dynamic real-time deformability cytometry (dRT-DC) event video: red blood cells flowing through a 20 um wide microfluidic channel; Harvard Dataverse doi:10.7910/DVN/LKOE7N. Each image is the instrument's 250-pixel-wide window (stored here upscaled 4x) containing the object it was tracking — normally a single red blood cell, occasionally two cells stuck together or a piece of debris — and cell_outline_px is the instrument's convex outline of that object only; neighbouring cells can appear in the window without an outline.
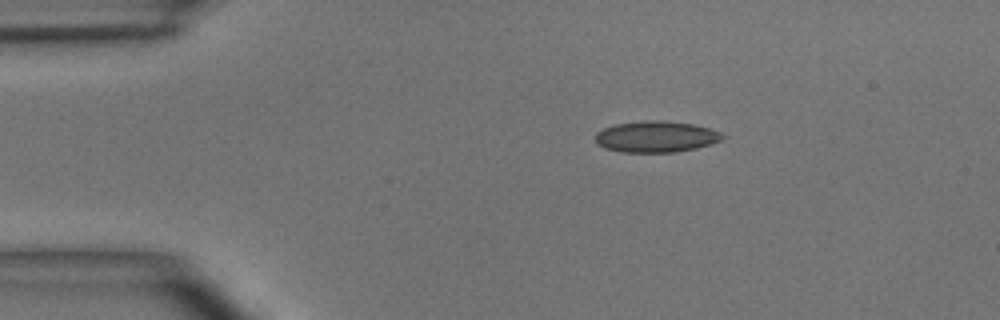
{"species": "common noctule bat (a hibernating species)", "species_latin": "Nyctalus noctula", "temperature_condition": "room temperature", "stored_images_in_passage": 3, "camera_frame_rate_fps": 3000, "um_per_image_px": 0.085, "animal": {"sex": "male", "body_mass_g": 15.6}, "frame": {"image": 1, "passage_image": 1, "time_ms": 0.0, "image_size_px": [1000, 320], "cell_outline_px": [[728, 136], [724, 140], [696, 148], [676, 152], [620, 152], [604, 148], [596, 144], [596, 132], [604, 128], [616, 124], [644, 120], [660, 120], [692, 124], [708, 128], [720, 132]], "centroid_in_image_um": [55.78, 11.62], "position_along_channel_um": 29.2, "area_um2": 23.29}}
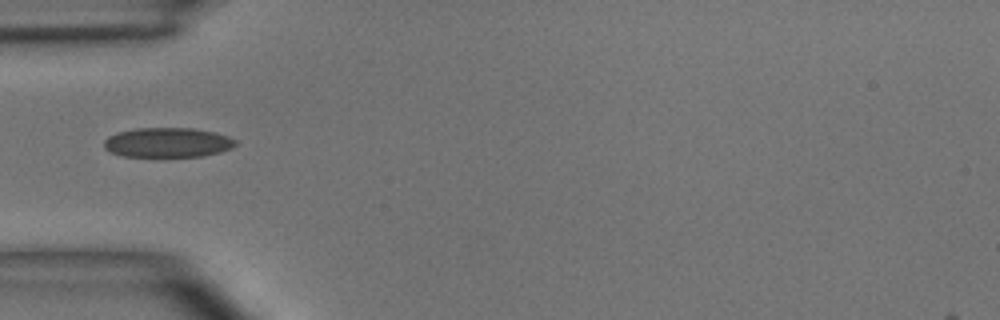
{"frame": {"image": 2, "passage_image": 3, "time_ms": 2.333, "image_size_px": [1000, 320], "cell_outline_px": [[236, 144], [232, 148], [220, 152], [204, 156], [124, 156], [112, 152], [104, 148], [104, 140], [108, 136], [116, 132], [136, 128], [192, 128], [216, 132], [228, 136], [236, 140]], "centroid_in_image_um": [14.26, 12.1], "position_along_channel_um": 70.7, "area_um2": 22.77}}